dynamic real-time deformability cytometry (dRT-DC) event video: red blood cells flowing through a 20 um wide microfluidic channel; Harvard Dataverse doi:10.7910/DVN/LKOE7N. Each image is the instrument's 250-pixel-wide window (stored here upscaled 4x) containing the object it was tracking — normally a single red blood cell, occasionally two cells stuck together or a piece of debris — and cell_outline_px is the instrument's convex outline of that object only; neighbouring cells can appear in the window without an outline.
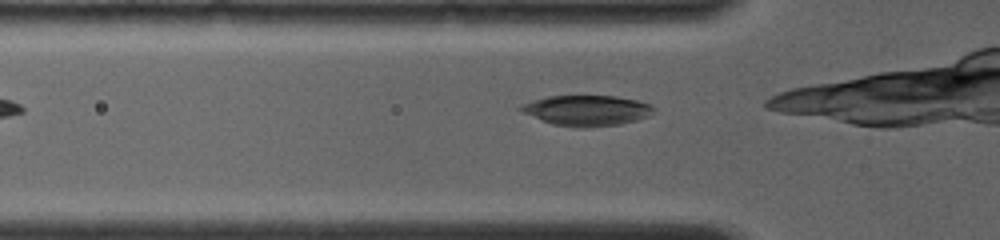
{"species": "common noctule bat (a hibernating species)", "species_latin": "Nyctalus noctula", "temperature_condition": "room temperature", "stored_images_in_passage": 49, "camera_frame_rate_fps": 4000, "um_per_image_px": 0.085, "animal": {"sex": "female", "body_mass_g": 19.0, "forearm_length_mm": 56.7}, "frame": {"image": 1, "passage_image": 2, "time_ms": 0.25, "image_size_px": [1000, 240], "cell_outline_px": [[656, 108], [648, 116], [636, 120], [620, 124], [584, 128], [580, 128], [552, 124], [520, 112], [516, 108], [532, 100], [548, 96], [616, 96], [636, 100], [652, 104]], "centroid_in_image_um": [49.86, 9.39], "position_along_channel_um": 75.9, "area_um2": 23.7}}
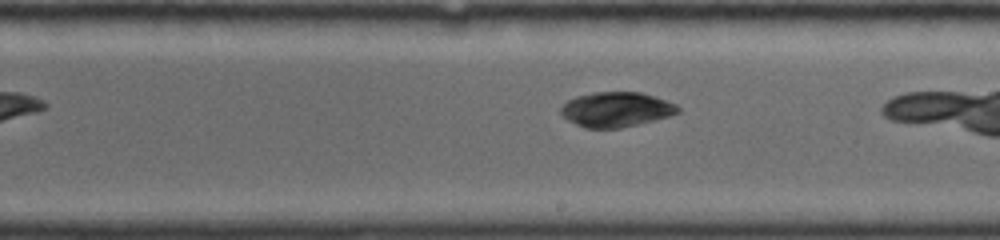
{"frame": {"image": 2, "passage_image": 22, "time_ms": 4.25, "image_size_px": [1000, 240], "cell_outline_px": [[680, 112], [668, 116], [620, 128], [584, 128], [568, 120], [560, 112], [560, 108], [568, 100], [576, 96], [592, 92], [640, 92], [676, 104], [680, 108]], "centroid_in_image_um": [52.34, 9.3], "position_along_channel_um": 236.7, "area_um2": 23.52}}
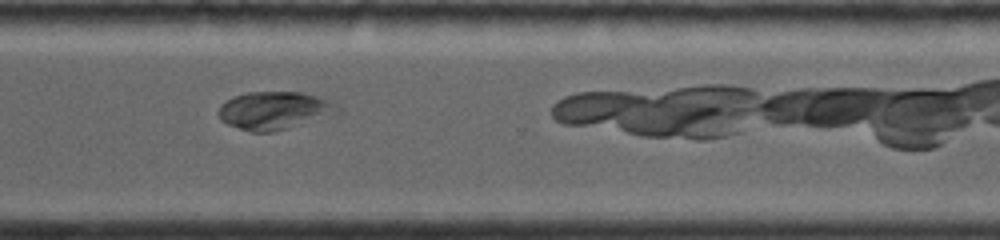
{"frame": {"image": 3, "passage_image": 36, "time_ms": 7.0, "image_size_px": [1000, 240], "cell_outline_px": [[344, 112], [336, 116], [272, 132], [252, 132], [228, 124], [220, 120], [216, 112], [220, 104], [236, 96], [248, 92], [304, 92], [328, 100], [336, 104]], "centroid_in_image_um": [23.39, 9.4], "position_along_channel_um": 347.2, "area_um2": 26.76}}